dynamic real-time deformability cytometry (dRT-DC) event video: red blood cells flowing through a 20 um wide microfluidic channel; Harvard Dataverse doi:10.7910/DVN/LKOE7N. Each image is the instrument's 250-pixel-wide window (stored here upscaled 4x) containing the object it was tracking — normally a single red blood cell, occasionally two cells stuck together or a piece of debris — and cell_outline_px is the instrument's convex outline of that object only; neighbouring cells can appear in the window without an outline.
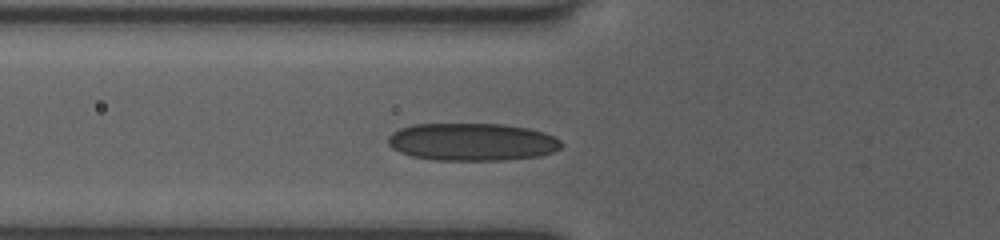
{"species": "human", "species_latin": "Homo sapiens", "temperature_condition": "room temperature", "stored_images_in_passage": 30, "camera_frame_rate_fps": 3000, "um_per_image_px": 0.085, "donor": {"sex": "female"}, "frame": {"image": 1, "passage_image": 2, "time_ms": 0.333, "image_size_px": [1000, 240], "cell_outline_px": [[564, 144], [560, 148], [552, 152], [540, 156], [504, 160], [436, 160], [412, 156], [400, 152], [392, 148], [388, 144], [388, 136], [392, 132], [400, 128], [412, 124], [504, 124], [528, 128], [544, 132], [560, 140]], "centroid_in_image_um": [40.12, 12.06], "position_along_channel_um": 85.7, "area_um2": 38.15}}
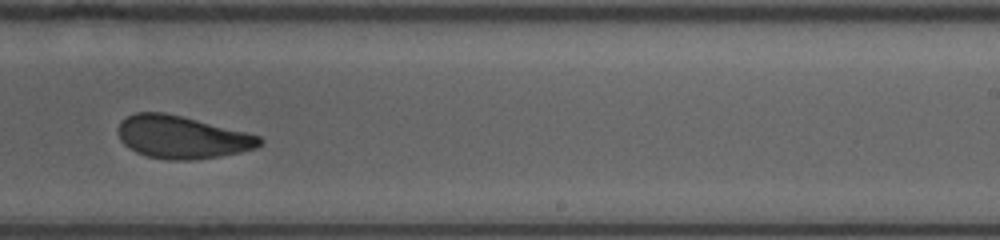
{"frame": {"image": 2, "passage_image": 16, "time_ms": 5.0, "image_size_px": [1000, 240], "cell_outline_px": [[264, 140], [256, 148], [240, 152], [192, 160], [168, 160], [148, 156], [136, 152], [128, 148], [120, 140], [120, 120], [136, 112], [164, 112], [248, 132], [260, 136]], "centroid_in_image_um": [15.47, 11.65], "position_along_channel_um": 273.5, "area_um2": 34.97}}
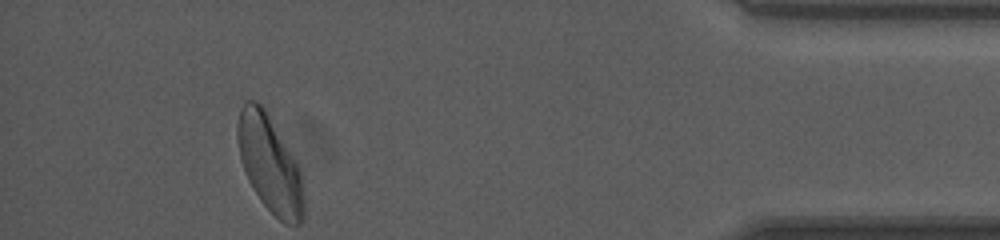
{"frame": {"image": 3, "passage_image": 30, "time_ms": 9.667, "image_size_px": [1000, 240], "cell_outline_px": [[304, 216], [300, 224], [284, 224], [260, 200], [248, 180], [244, 172], [240, 160], [236, 136], [236, 124], [240, 108], [244, 100], [256, 100], [264, 108], [300, 168], [304, 188]], "centroid_in_image_um": [22.91, 13.93], "position_along_channel_um": 412.3, "area_um2": 37.57}, "authors_computed_cell_mechanics": {"area_um2": 36.3851, "velocity_mm_per_s": 4.011, "shape_relaxation_time_tau1_ms": 4.3682, "shape_relaxation_time_tau2_ms": 1.4951, "deformation_change_tau1": 0.1365, "deformation_change_tau2": 0.0842}}